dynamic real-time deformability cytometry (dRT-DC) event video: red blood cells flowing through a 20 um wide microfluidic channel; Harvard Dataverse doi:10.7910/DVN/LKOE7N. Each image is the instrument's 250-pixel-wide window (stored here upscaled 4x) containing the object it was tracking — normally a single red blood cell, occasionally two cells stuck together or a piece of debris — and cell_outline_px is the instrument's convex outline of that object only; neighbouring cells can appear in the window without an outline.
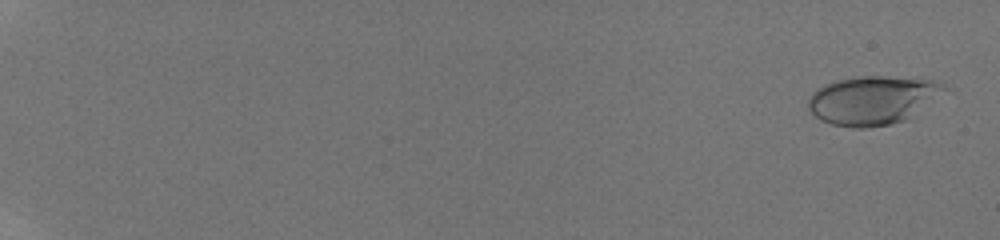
{"species": "human", "species_latin": "Homo sapiens", "temperature_condition": "room temperature", "stored_images_in_passage": 53, "camera_frame_rate_fps": 3000, "um_per_image_px": 0.085, "donor": {"sex": "male"}, "frame": {"image": 1, "passage_image": 2, "time_ms": 0.333, "image_size_px": [1000, 240], "cell_outline_px": [[948, 88], [904, 120], [888, 124], [864, 128], [852, 128], [832, 124], [820, 120], [808, 108], [808, 100], [812, 92], [816, 88], [836, 80], [856, 76], [880, 76], [932, 80], [944, 84]], "centroid_in_image_um": [74.09, 8.5], "position_along_channel_um": 10.9, "area_um2": 37.92}}
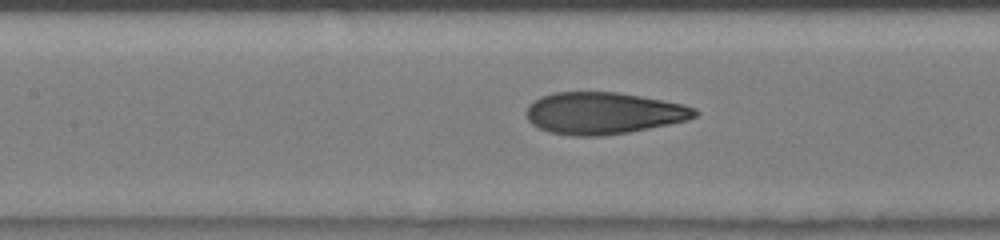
{"frame": {"image": 2, "passage_image": 29, "time_ms": 9.333, "image_size_px": [1000, 240], "cell_outline_px": [[700, 112], [696, 116], [688, 120], [628, 132], [604, 136], [572, 136], [548, 132], [532, 124], [528, 120], [528, 104], [540, 96], [552, 92], [616, 92], [640, 96], [684, 104], [696, 108]], "centroid_in_image_um": [51.29, 9.62], "position_along_channel_um": 156.1, "area_um2": 41.15}}
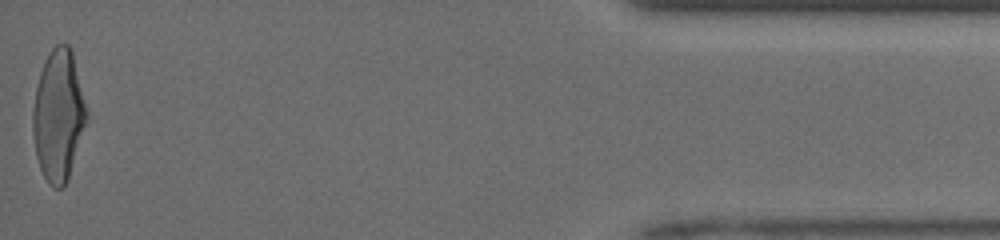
{"frame": {"image": 3, "passage_image": 53, "time_ms": 17.333, "image_size_px": [1000, 240], "cell_outline_px": [[88, 120], [68, 180], [60, 188], [56, 188], [48, 184], [40, 168], [36, 156], [32, 132], [32, 112], [36, 88], [40, 72], [44, 60], [48, 52], [56, 44], [68, 44], [72, 52], [88, 112]], "centroid_in_image_um": [4.96, 9.82], "position_along_channel_um": 430.2, "area_um2": 41.33}, "authors_computed_cell_mechanics": {"area_um2": 40.46, "velocity_mm_per_s": 4.244, "shape_relaxation_time_tau1_ms": 4.1843, "shape_relaxation_time_tau2_ms": 0.6358, "deformation_change_tau1": 0.1863, "deformation_change_tau2": 0.057}}